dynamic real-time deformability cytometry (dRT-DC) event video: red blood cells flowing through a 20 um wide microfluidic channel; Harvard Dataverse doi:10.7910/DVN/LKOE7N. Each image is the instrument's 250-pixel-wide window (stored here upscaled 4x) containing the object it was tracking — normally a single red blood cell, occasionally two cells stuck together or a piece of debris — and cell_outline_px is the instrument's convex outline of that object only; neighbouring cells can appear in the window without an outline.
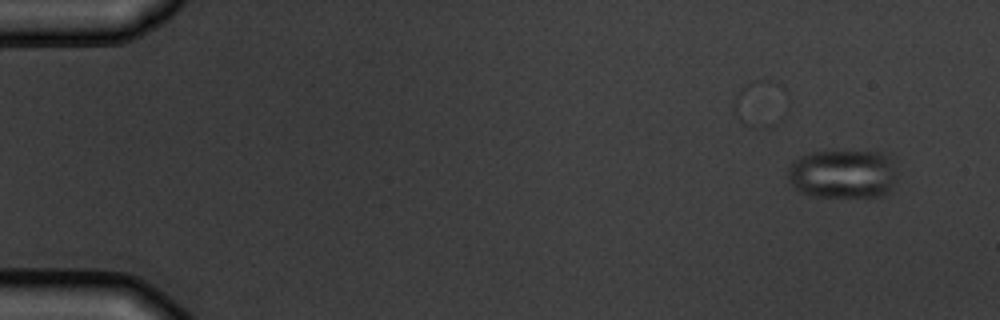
{"species": "common noctule bat (a hibernating species)", "species_latin": "Nyctalus noctula", "temperature_condition": "warm", "stored_images_in_passage": 4, "camera_frame_rate_fps": 3000, "um_per_image_px": 0.085, "animal": {"sex": "male", "body_mass_g": 19.5, "forearm_length_mm": 54.6}, "frame": {"image": 1, "passage_image": 1, "time_ms": 0.0, "image_size_px": [1000, 320], "cell_outline_px": [[896, 180], [892, 188], [884, 196], [812, 196], [800, 192], [788, 180], [788, 168], [800, 156], [812, 152], [888, 152], [892, 156], [896, 172]], "centroid_in_image_um": [71.7, 14.78], "position_along_channel_um": 13.3, "area_um2": 31.27}}